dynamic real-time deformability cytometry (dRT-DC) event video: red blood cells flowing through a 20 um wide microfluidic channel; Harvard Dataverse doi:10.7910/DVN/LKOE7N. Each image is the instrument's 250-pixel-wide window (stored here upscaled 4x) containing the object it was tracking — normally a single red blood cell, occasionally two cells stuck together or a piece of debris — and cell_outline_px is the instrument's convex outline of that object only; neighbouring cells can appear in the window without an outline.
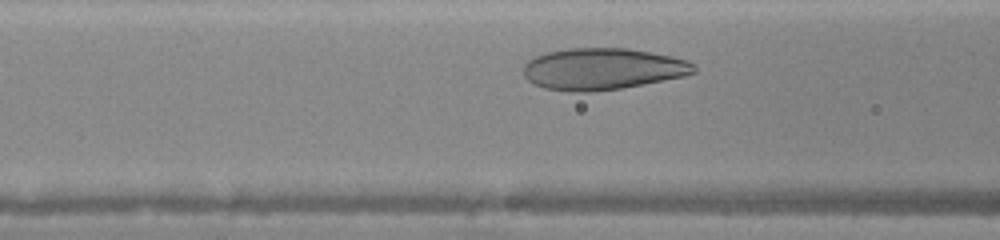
{"species": "human", "species_latin": "Homo sapiens", "temperature_condition": "warm", "stored_images_in_passage": 25, "camera_frame_rate_fps": 3000, "um_per_image_px": 0.085, "donor": {"sex": "female"}, "frame": {"image": 1, "passage_image": 6, "time_ms": 1.667, "image_size_px": [1000, 240], "cell_outline_px": [[696, 72], [684, 76], [620, 88], [588, 92], [572, 92], [544, 88], [528, 80], [524, 76], [524, 64], [528, 60], [536, 56], [548, 52], [572, 48], [628, 48], [672, 56], [688, 60], [696, 68]], "centroid_in_image_um": [51.22, 5.85], "position_along_channel_um": 115.4, "area_um2": 41.1}}
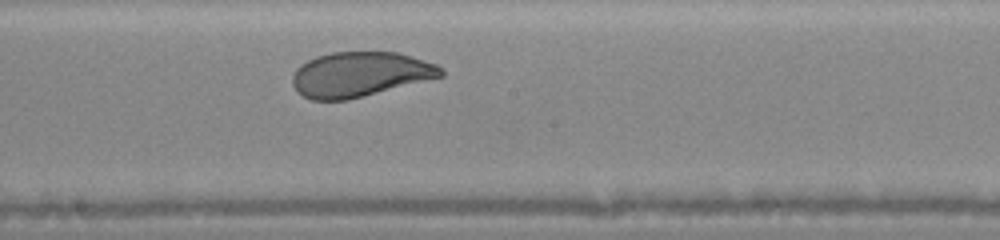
{"frame": {"image": 2, "passage_image": 13, "time_ms": 4.0, "image_size_px": [1000, 240], "cell_outline_px": [[444, 76], [348, 100], [312, 100], [296, 92], [292, 84], [292, 76], [296, 68], [300, 64], [316, 56], [332, 52], [396, 52], [436, 64], [444, 68]], "centroid_in_image_um": [30.57, 6.32], "position_along_channel_um": 217.6, "area_um2": 38.9}}
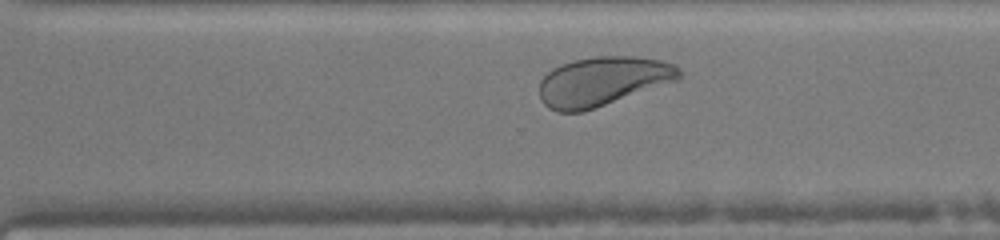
{"frame": {"image": 3, "passage_image": 20, "time_ms": 6.333, "image_size_px": [1000, 240], "cell_outline_px": [[680, 80], [580, 112], [556, 112], [548, 108], [540, 100], [540, 80], [552, 68], [572, 60], [596, 56], [636, 56], [660, 60], [676, 64], [680, 68]], "centroid_in_image_um": [51.23, 6.9], "position_along_channel_um": 319.4, "area_um2": 40.11}}